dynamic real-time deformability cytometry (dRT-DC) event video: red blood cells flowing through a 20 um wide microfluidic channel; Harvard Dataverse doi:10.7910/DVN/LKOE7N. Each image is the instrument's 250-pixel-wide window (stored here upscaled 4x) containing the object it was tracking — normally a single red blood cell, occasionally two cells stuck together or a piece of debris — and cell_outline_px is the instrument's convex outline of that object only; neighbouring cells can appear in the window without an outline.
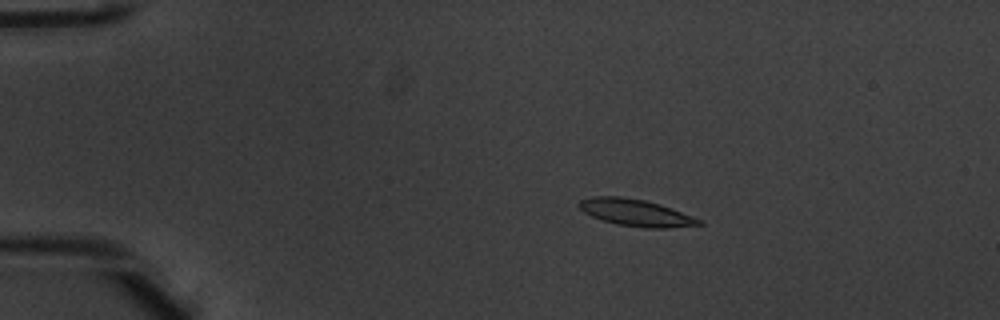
{"species": "common noctule bat (a hibernating species)", "species_latin": "Nyctalus noctula", "temperature_condition": "warm", "stored_images_in_passage": 52, "camera_frame_rate_fps": 3000, "um_per_image_px": 0.085, "animal": {"sex": "male", "body_mass_g": 20.1, "forearm_length_mm": 53.5}, "frame": {"image": 1, "passage_image": 10, "time_ms": 3.0, "image_size_px": [1000, 320], "cell_outline_px": [[704, 224], [668, 228], [644, 228], [616, 224], [592, 216], [584, 212], [576, 204], [580, 200], [592, 196], [620, 196], [644, 200], [660, 204], [704, 220]], "centroid_in_image_um": [54.06, 18.08], "position_along_channel_um": 30.9, "area_um2": 18.84}}
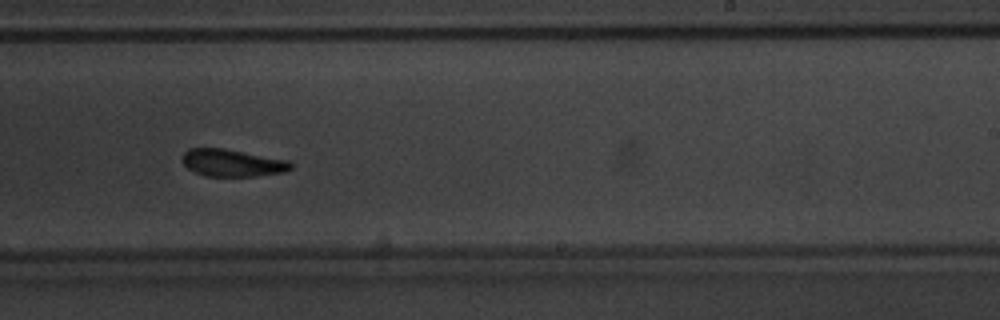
{"frame": {"image": 2, "passage_image": 33, "time_ms": 10.667, "image_size_px": [1000, 320], "cell_outline_px": [[292, 168], [284, 172], [256, 176], [204, 176], [188, 168], [180, 160], [180, 156], [188, 148], [224, 148], [288, 160], [292, 164]], "centroid_in_image_um": [19.71, 13.84], "position_along_channel_um": 269.3, "area_um2": 17.34}}
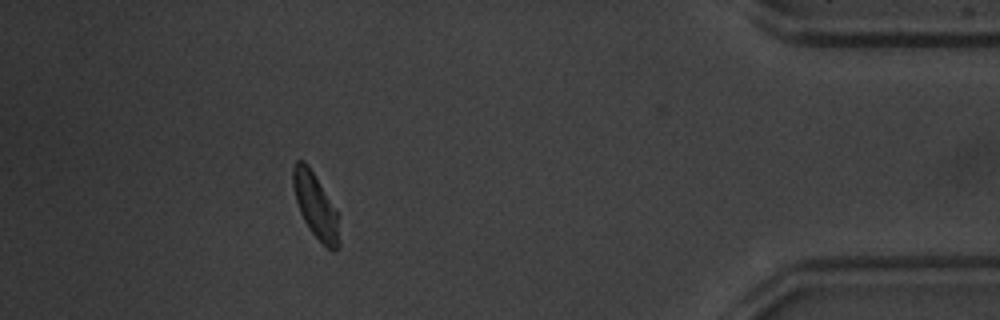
{"frame": {"image": 3, "passage_image": 47, "time_ms": 15.333, "image_size_px": [1000, 320], "cell_outline_px": [[340, 248], [336, 252], [332, 252], [308, 228], [300, 212], [296, 200], [292, 184], [292, 168], [296, 160], [304, 160], [308, 164], [336, 208], [340, 244]], "centroid_in_image_um": [26.82, 17.48], "position_along_channel_um": 408.4, "area_um2": 17.51}, "authors_computed_cell_mechanics": {"area_um2": 18.0047, "velocity_mm_per_s": 3.9454, "shape_relaxation_time_tau1_ms": 2.854, "shape_relaxation_time_tau2_ms": 2.9954, "deformation_change_tau1": 0.1228, "deformation_change_tau2": 0.0902}}